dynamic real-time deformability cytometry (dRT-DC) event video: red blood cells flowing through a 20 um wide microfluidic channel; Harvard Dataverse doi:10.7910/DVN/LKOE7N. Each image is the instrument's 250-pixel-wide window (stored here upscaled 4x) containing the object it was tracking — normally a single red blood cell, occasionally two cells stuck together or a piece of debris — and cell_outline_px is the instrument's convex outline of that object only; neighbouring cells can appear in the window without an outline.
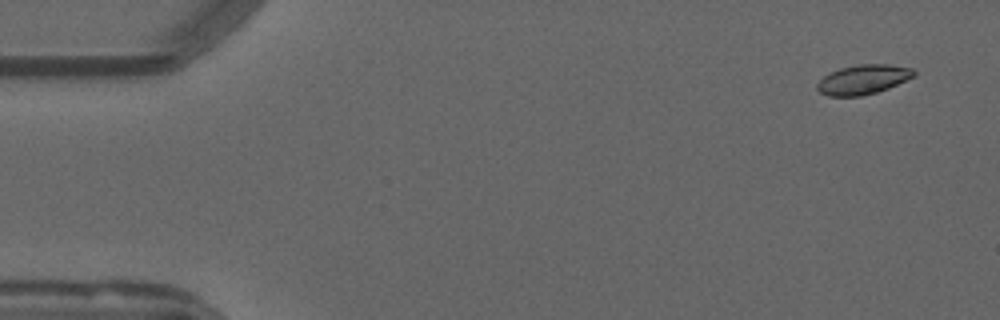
{"species": "common noctule bat (a hibernating species)", "species_latin": "Nyctalus noctula", "temperature_condition": "warm", "stored_images_in_passage": 52, "camera_frame_rate_fps": 3000, "um_per_image_px": 0.085, "animal": {"sex": "male", "forearm_length_mm": 52.5}, "frame": {"image": 1, "passage_image": 1, "time_ms": 0.0, "image_size_px": [1000, 320], "cell_outline_px": [[916, 76], [888, 88], [876, 92], [860, 96], [828, 96], [820, 92], [816, 88], [816, 84], [824, 76], [840, 68], [860, 64], [888, 64], [912, 68], [916, 72]], "centroid_in_image_um": [73.38, 6.76], "position_along_channel_um": 11.6, "area_um2": 16.59}}
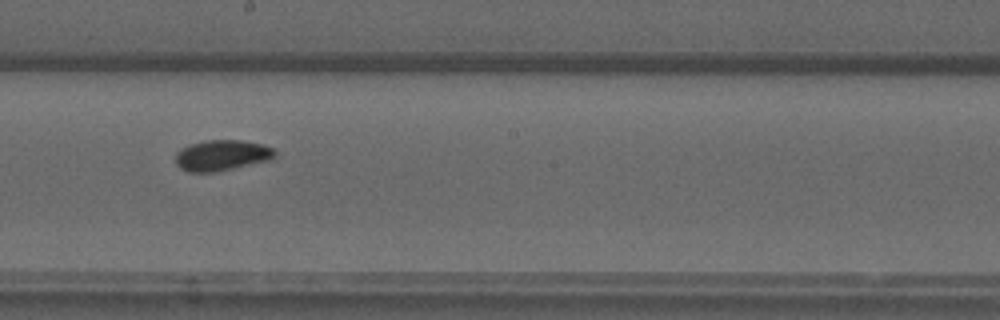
{"frame": {"image": 2, "passage_image": 28, "time_ms": 9.0, "image_size_px": [1000, 320], "cell_outline_px": [[276, 156], [272, 160], [216, 172], [188, 172], [180, 168], [176, 164], [176, 152], [192, 144], [208, 140], [240, 140], [264, 144], [276, 148]], "centroid_in_image_um": [18.93, 13.21], "position_along_channel_um": 229.3, "area_um2": 17.98}}
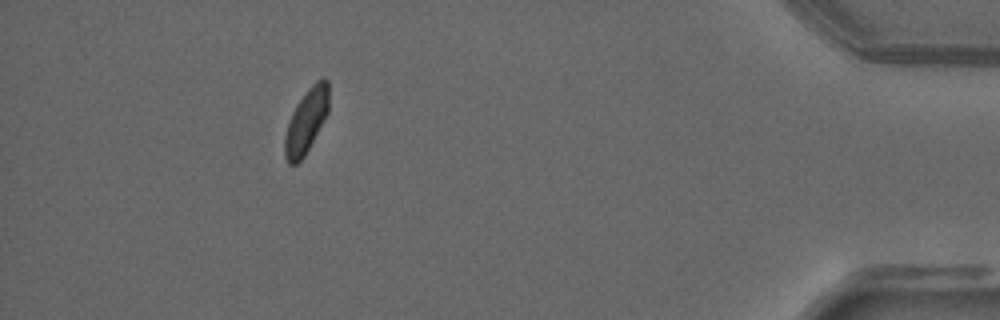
{"frame": {"image": 3, "passage_image": 47, "time_ms": 15.333, "image_size_px": [1000, 320], "cell_outline_px": [[328, 112], [304, 156], [296, 164], [288, 164], [284, 156], [284, 136], [292, 112], [296, 104], [308, 88], [316, 80], [324, 76], [328, 80]], "centroid_in_image_um": [26.02, 10.26], "position_along_channel_um": 409.2, "area_um2": 16.36}}